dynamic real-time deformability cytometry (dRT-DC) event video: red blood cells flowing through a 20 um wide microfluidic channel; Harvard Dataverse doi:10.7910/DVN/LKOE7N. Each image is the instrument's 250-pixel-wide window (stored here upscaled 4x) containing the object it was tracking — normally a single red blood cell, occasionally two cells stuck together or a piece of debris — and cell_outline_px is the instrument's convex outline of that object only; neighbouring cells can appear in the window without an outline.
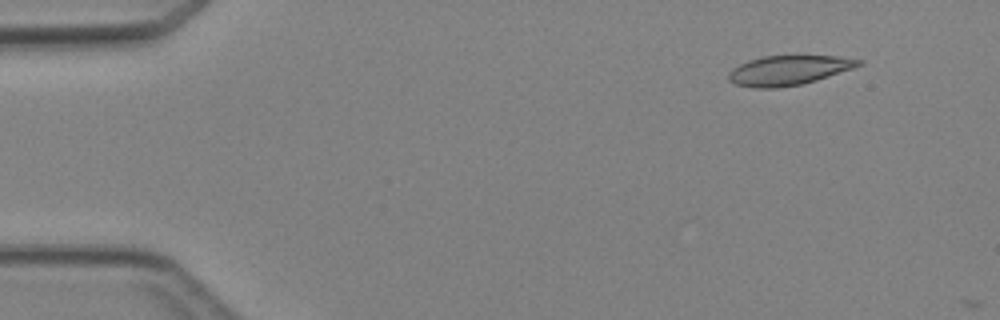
{"species": "Egyptian fruit bat (a non-hibernating species)", "species_latin": "Rousettus aegyptiacus", "temperature_condition": "cold", "stored_images_in_passage": 4, "camera_frame_rate_fps": 3000, "um_per_image_px": 0.085, "animal": {"sex": "female"}, "frame": {"image": 1, "passage_image": 2, "time_ms": 1.333, "image_size_px": [1000, 320], "cell_outline_px": [[864, 64], [816, 80], [800, 84], [776, 88], [752, 88], [736, 84], [728, 80], [728, 72], [732, 68], [748, 60], [764, 56], [840, 56], [864, 60]], "centroid_in_image_um": [67.01, 5.97], "position_along_channel_um": 18.0, "area_um2": 22.37}}